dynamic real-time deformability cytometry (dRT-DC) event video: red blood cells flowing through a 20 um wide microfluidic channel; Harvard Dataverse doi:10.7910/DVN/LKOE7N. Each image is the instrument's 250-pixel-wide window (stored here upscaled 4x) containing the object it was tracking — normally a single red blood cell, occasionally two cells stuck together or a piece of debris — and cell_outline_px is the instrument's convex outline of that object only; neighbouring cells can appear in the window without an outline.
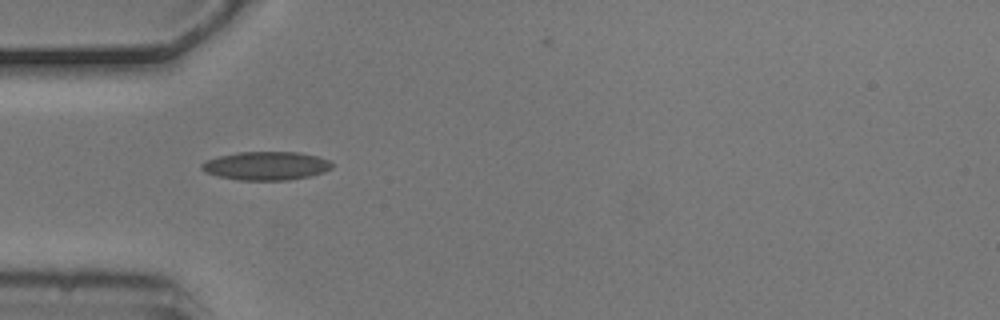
{"species": "common noctule bat (a hibernating species)", "species_latin": "Nyctalus noctula", "temperature_condition": "cold", "stored_images_in_passage": 5, "camera_frame_rate_fps": 3000, "um_per_image_px": 0.085, "animal": {"sex": "male", "body_mass_g": 20.5, "forearm_length_mm": 52.5}, "frame": {"image": 1, "passage_image": 1, "time_ms": 0.0, "image_size_px": [1000, 320], "cell_outline_px": [[332, 168], [324, 172], [308, 176], [288, 180], [240, 180], [220, 176], [204, 172], [200, 168], [200, 164], [208, 160], [220, 156], [240, 152], [296, 152], [316, 156], [328, 160], [332, 164]], "centroid_in_image_um": [22.61, 14.09], "position_along_channel_um": 62.4, "area_um2": 21.39}}
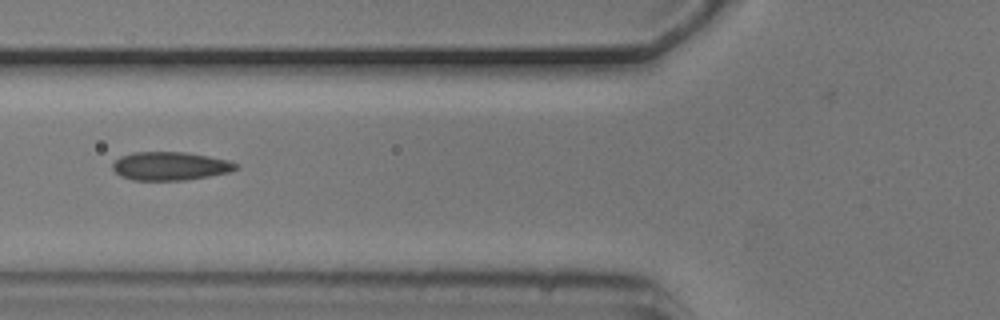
{"frame": {"image": 2, "passage_image": 2, "time_ms": 0.333, "image_size_px": [1000, 320], "cell_outline_px": [[240, 168], [232, 172], [184, 180], [132, 180], [120, 176], [112, 168], [112, 164], [120, 156], [132, 152], [184, 152], [208, 156], [228, 160], [240, 164]], "centroid_in_image_um": [14.5, 14.11], "position_along_channel_um": 111.3, "area_um2": 20.58}}
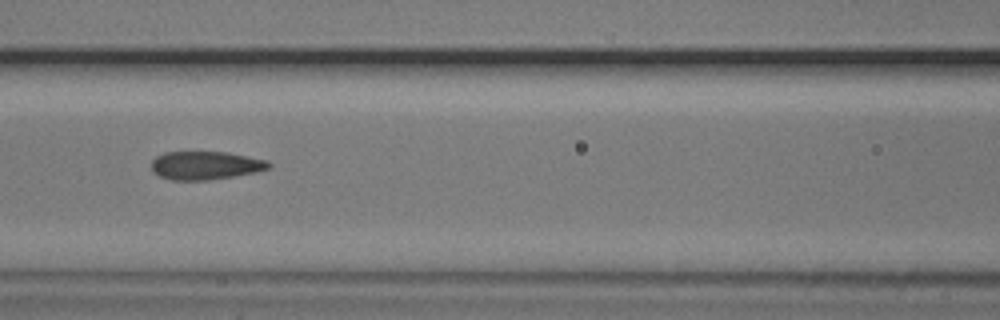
{"frame": {"image": 3, "passage_image": 3, "time_ms": 0.667, "image_size_px": [1000, 320], "cell_outline_px": [[272, 168], [256, 172], [236, 176], [208, 180], [172, 180], [160, 176], [152, 172], [152, 160], [156, 156], [164, 152], [228, 152], [268, 160], [272, 164]], "centroid_in_image_um": [17.5, 14.06], "position_along_channel_um": 149.1, "area_um2": 19.59}}